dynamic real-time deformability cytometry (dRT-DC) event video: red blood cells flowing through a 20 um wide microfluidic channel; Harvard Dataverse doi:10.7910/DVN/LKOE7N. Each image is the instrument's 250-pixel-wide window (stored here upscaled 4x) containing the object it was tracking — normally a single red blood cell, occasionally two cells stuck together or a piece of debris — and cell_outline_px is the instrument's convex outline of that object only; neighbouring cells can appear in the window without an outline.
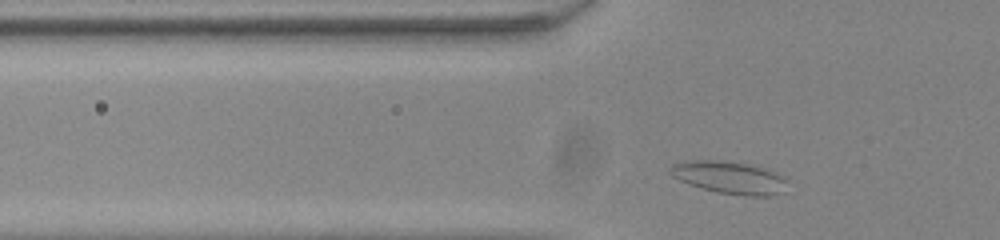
{"species": "common noctule bat (a hibernating species)", "species_latin": "Nyctalus noctula", "temperature_condition": "room temperature", "stored_images_in_passage": 30, "camera_frame_rate_fps": 3000, "um_per_image_px": 0.085, "animal": {"sex": "male", "body_mass_g": 20.0, "forearm_length_mm": 53.3}, "frame": {"image": 1, "passage_image": 2, "time_ms": 0.333, "image_size_px": [1000, 240], "cell_outline_px": [[784, 192], [768, 196], [748, 196], [720, 192], [704, 188], [680, 180], [672, 176], [668, 172], [668, 168], [672, 164], [696, 160], [720, 160], [744, 164], [760, 168], [780, 176], [784, 180]], "centroid_in_image_um": [61.93, 15.09], "position_along_channel_um": 63.9, "area_um2": 21.27}}
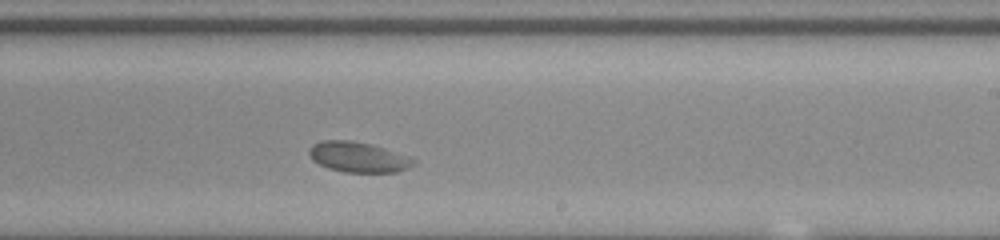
{"frame": {"image": 2, "passage_image": 18, "time_ms": 5.667, "image_size_px": [1000, 240], "cell_outline_px": [[416, 164], [408, 168], [396, 172], [344, 172], [328, 168], [312, 160], [308, 152], [308, 148], [312, 144], [320, 140], [348, 140], [372, 144], [384, 148], [416, 160]], "centroid_in_image_um": [30.4, 13.35], "position_along_channel_um": 258.6, "area_um2": 18.44}}
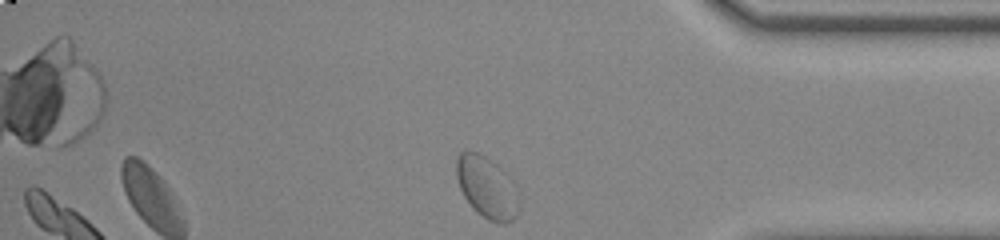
{"frame": {"image": 3, "passage_image": 30, "time_ms": 9.667, "image_size_px": [1000, 240], "cell_outline_px": [[520, 208], [516, 216], [508, 224], [500, 224], [488, 220], [464, 196], [460, 188], [456, 176], [456, 160], [460, 152], [476, 152], [484, 156], [496, 164]], "centroid_in_image_um": [41.29, 15.95], "position_along_channel_um": 393.9, "area_um2": 20.81}}